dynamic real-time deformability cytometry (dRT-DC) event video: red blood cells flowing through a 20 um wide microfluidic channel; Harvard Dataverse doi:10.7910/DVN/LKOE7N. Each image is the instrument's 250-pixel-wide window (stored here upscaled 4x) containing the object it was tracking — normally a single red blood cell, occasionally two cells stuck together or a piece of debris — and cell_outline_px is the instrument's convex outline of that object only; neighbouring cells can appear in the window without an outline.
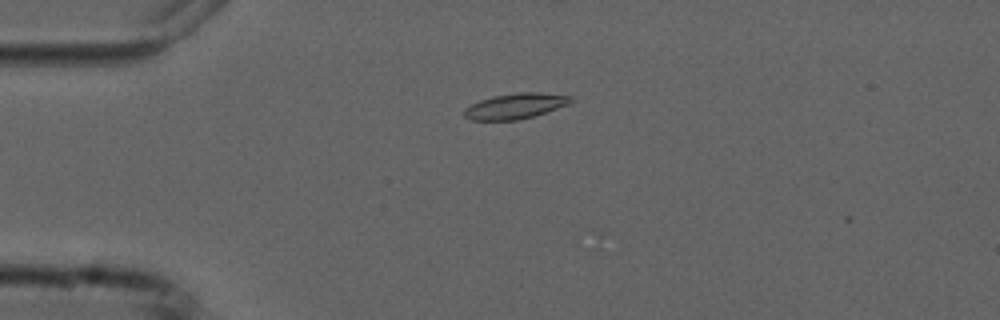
{"species": "common noctule bat (a hibernating species)", "species_latin": "Nyctalus noctula", "temperature_condition": "cold", "stored_images_in_passage": 5, "camera_frame_rate_fps": 3000, "um_per_image_px": 0.085, "animal": {"sex": "male", "forearm_length_mm": 52.5}, "frame": {"image": 1, "passage_image": 4, "time_ms": 3.667, "image_size_px": [1000, 320], "cell_outline_px": [[572, 100], [568, 104], [532, 116], [516, 120], [472, 120], [464, 116], [464, 108], [480, 100], [492, 96], [520, 92], [540, 92], [572, 96]], "centroid_in_image_um": [43.77, 9.0], "position_along_channel_um": 41.2, "area_um2": 15.61}}